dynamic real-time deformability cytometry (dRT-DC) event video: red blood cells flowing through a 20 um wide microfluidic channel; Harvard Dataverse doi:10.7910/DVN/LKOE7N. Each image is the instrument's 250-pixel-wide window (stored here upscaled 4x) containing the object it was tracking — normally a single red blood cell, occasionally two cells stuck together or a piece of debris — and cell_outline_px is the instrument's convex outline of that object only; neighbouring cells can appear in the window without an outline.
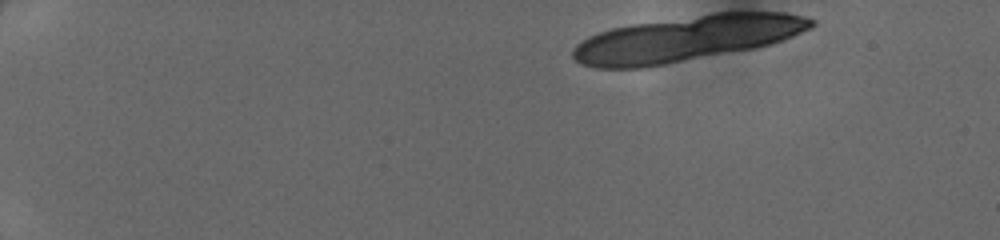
{"species": "human", "species_latin": "Homo sapiens", "temperature_condition": "cold", "stored_images_in_passage": 16, "camera_frame_rate_fps": 3000, "um_per_image_px": 0.085, "donor": {"sex": "female"}, "frame": {"image": 1, "passage_image": 1, "time_ms": 0.0, "image_size_px": [1000, 240], "cell_outline_px": [[816, 24], [812, 28], [772, 44], [752, 48], [644, 68], [596, 68], [580, 64], [572, 56], [572, 48], [576, 44], [588, 36], [612, 28], [632, 24], [712, 12], [784, 12], [816, 20]], "centroid_in_image_um": [58.33, 3.27], "position_along_channel_um": 26.7, "area_um2": 63.29}}
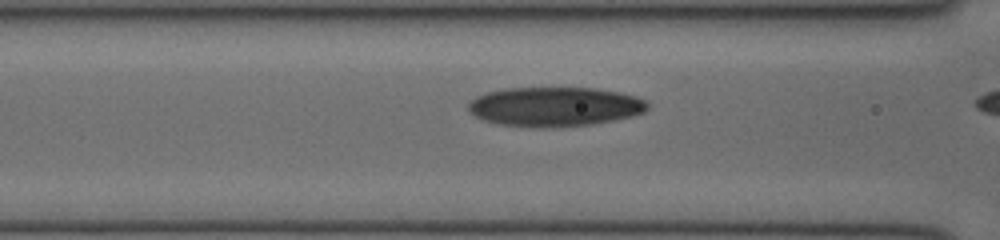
{"frame": {"image": 2, "passage_image": 15, "time_ms": 4.667, "image_size_px": [1000, 240], "cell_outline_px": [[648, 108], [644, 112], [612, 120], [592, 124], [544, 128], [540, 128], [500, 124], [484, 120], [468, 112], [468, 104], [476, 96], [488, 92], [504, 88], [596, 88], [620, 92], [636, 96], [644, 100], [648, 104]], "centroid_in_image_um": [47.13, 9.06], "position_along_channel_um": 119.5, "area_um2": 41.04}}